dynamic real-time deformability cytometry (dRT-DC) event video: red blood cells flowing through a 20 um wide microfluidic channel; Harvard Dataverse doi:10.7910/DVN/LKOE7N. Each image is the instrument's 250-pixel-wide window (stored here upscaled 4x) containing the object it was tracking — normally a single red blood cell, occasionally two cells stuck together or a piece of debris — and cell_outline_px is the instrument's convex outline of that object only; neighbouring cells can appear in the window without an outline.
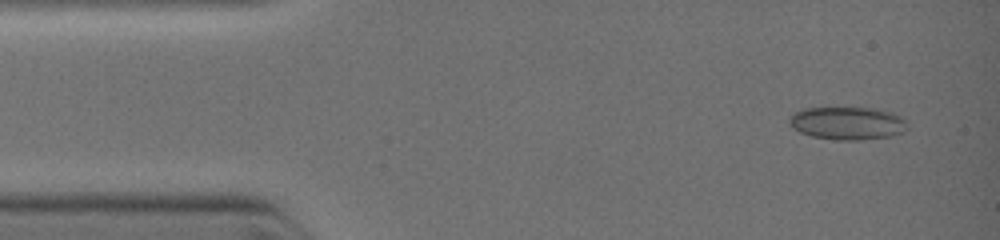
{"species": "common noctule bat (a hibernating species)", "species_latin": "Nyctalus noctula", "temperature_condition": "warm", "stored_images_in_passage": 7, "camera_frame_rate_fps": 3000, "um_per_image_px": 0.085, "animal": {"sex": "female", "body_mass_g": 19.0, "forearm_length_mm": 51.5}, "frame": {"image": 1, "passage_image": 2, "time_ms": 0.333, "image_size_px": [1000, 240], "cell_outline_px": [[908, 128], [904, 132], [888, 136], [860, 140], [836, 140], [812, 136], [800, 132], [792, 128], [788, 124], [788, 116], [804, 108], [872, 108], [892, 112], [900, 116], [904, 120]], "centroid_in_image_um": [72.0, 10.47], "position_along_channel_um": 13.0, "area_um2": 22.66}}
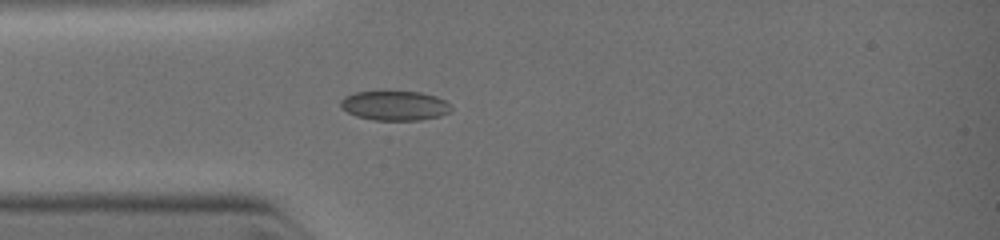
{"frame": {"image": 2, "passage_image": 7, "time_ms": 2.667, "image_size_px": [1000, 240], "cell_outline_px": [[452, 112], [440, 116], [420, 120], [376, 120], [356, 116], [340, 108], [340, 100], [344, 96], [356, 92], [420, 92], [436, 96], [452, 104]], "centroid_in_image_um": [33.58, 8.98], "position_along_channel_um": 51.4, "area_um2": 19.13}}